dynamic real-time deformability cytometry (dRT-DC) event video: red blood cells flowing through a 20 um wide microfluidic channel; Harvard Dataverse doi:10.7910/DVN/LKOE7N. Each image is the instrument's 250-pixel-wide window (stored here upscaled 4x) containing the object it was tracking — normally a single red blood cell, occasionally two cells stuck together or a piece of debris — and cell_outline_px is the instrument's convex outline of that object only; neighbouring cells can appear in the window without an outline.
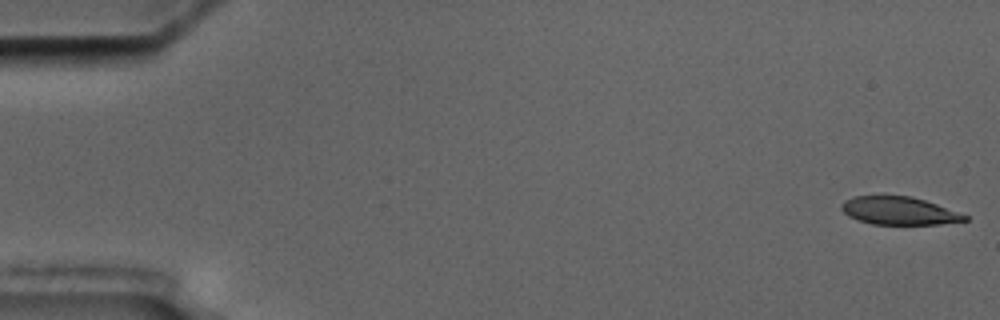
{"species": "common noctule bat (a hibernating species)", "species_latin": "Nyctalus noctula", "temperature_condition": "cold", "stored_images_in_passage": 6, "camera_frame_rate_fps": 3000, "um_per_image_px": 0.085, "animal": {"sex": "male", "body_mass_g": 17.5, "forearm_length_mm": 52.3}, "frame": {"image": 1, "passage_image": 1, "time_ms": 0.0, "image_size_px": [1000, 320], "cell_outline_px": [[968, 220], [940, 224], [872, 224], [856, 220], [848, 216], [840, 208], [840, 204], [844, 200], [852, 196], [912, 196], [936, 204], [968, 216]], "centroid_in_image_um": [76.35, 17.91], "position_along_channel_um": 8.6, "area_um2": 20.0}}
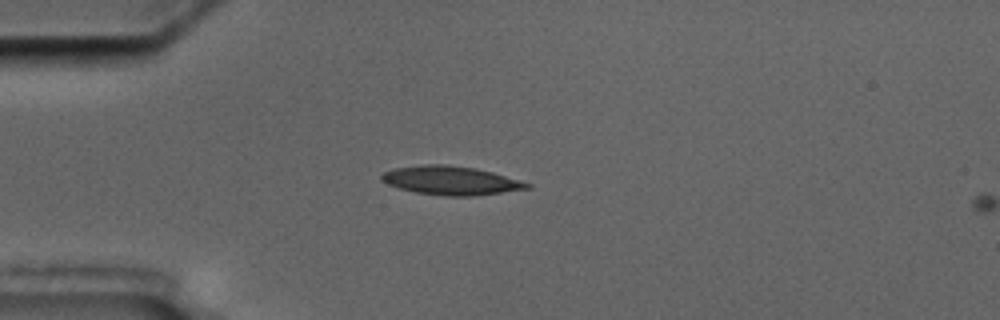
{"frame": {"image": 2, "passage_image": 5, "time_ms": 4.667, "image_size_px": [1000, 320], "cell_outline_px": [[532, 188], [472, 196], [444, 196], [416, 192], [400, 188], [388, 184], [380, 180], [380, 176], [384, 172], [392, 168], [424, 164], [444, 164], [476, 168], [492, 172], [532, 184]], "centroid_in_image_um": [38.3, 15.34], "position_along_channel_um": 46.7, "area_um2": 24.33}}